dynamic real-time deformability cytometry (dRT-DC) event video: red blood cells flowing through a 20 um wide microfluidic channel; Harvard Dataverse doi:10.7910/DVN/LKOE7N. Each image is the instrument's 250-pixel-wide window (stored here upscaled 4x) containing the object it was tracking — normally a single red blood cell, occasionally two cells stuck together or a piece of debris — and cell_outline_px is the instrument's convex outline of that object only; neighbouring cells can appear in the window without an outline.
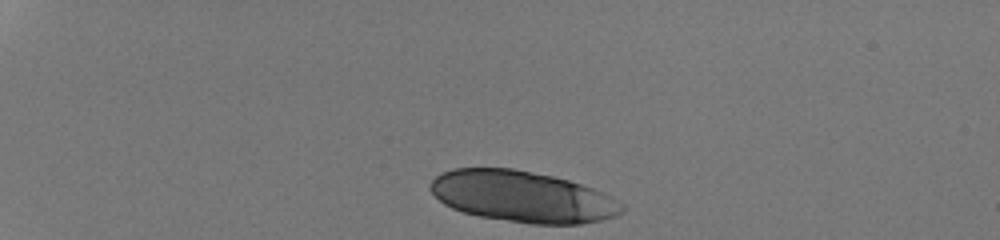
{"species": "human", "species_latin": "Homo sapiens", "temperature_condition": "room temperature", "stored_images_in_passage": 34, "segment_of_instrument_passage": [1, 2], "camera_frame_rate_fps": 3000, "um_per_image_px": 0.085, "donor": {"sex": "male"}, "frame": {"image": 1, "passage_image": 1, "time_ms": 0.0, "image_size_px": [1000, 240], "cell_outline_px": [[624, 212], [616, 216], [600, 220], [580, 224], [532, 224], [480, 216], [464, 212], [452, 208], [444, 204], [428, 188], [428, 184], [440, 172], [452, 168], [512, 168], [552, 176], [568, 180], [592, 188], [612, 196], [624, 204]], "centroid_in_image_um": [44.41, 16.71], "position_along_channel_um": 40.6, "area_um2": 57.22}}